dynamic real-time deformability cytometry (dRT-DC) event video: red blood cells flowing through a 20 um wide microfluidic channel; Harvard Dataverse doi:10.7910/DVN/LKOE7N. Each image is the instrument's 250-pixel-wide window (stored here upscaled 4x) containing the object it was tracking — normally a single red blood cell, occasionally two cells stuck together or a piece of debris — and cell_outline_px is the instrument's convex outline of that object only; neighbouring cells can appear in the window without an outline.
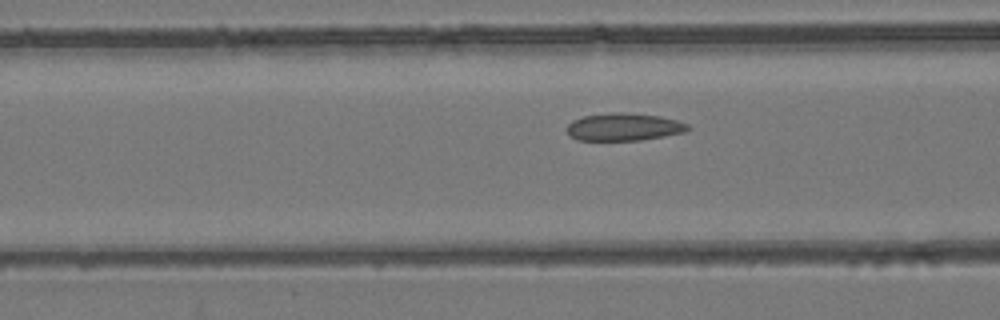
{"species": "common noctule bat (a hibernating species)", "species_latin": "Nyctalus noctula", "temperature_condition": "room temperature", "stored_images_in_passage": 50, "camera_frame_rate_fps": 3000, "um_per_image_px": 0.085, "animal": {"sex": "female", "body_mass_g": 24.6, "forearm_length_mm": 56.2}, "frame": {"image": 1, "passage_image": 18, "time_ms": 5.667, "image_size_px": [1000, 320], "cell_outline_px": [[692, 128], [684, 132], [664, 136], [640, 140], [580, 140], [572, 136], [568, 132], [568, 124], [572, 120], [584, 116], [612, 112], [624, 112], [660, 116], [676, 120], [688, 124]], "centroid_in_image_um": [53.06, 10.78], "position_along_channel_um": 113.5, "area_um2": 19.31}}
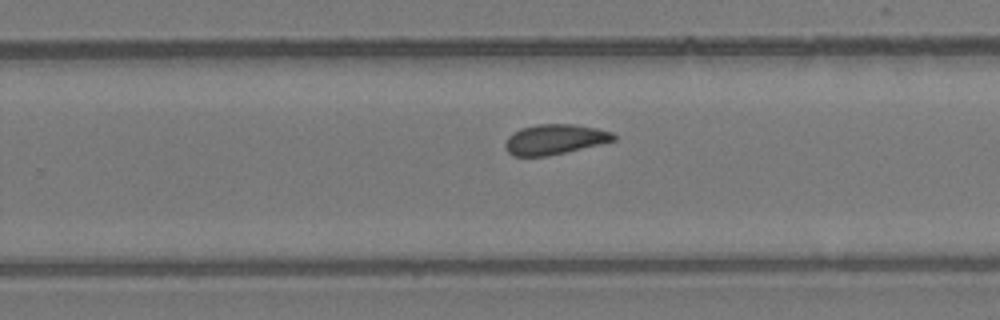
{"frame": {"image": 2, "passage_image": 31, "time_ms": 10.0, "image_size_px": [1000, 320], "cell_outline_px": [[616, 140], [600, 144], [548, 156], [512, 156], [504, 148], [504, 144], [508, 136], [512, 132], [520, 128], [536, 124], [576, 124], [596, 128], [612, 132], [616, 136]], "centroid_in_image_um": [47.12, 11.84], "position_along_channel_um": 282.7, "area_um2": 19.19}}
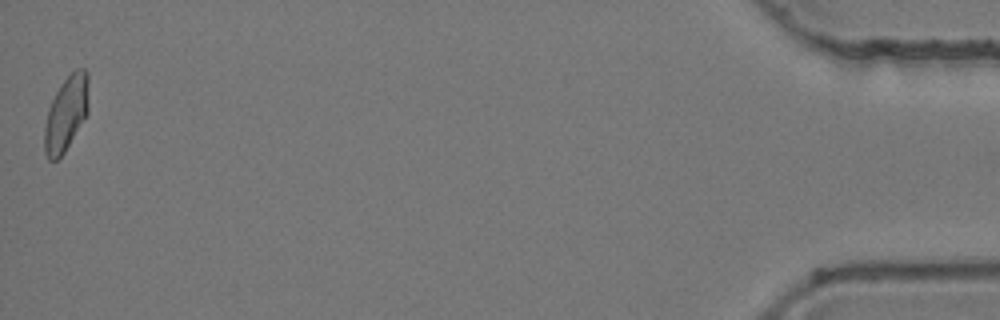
{"frame": {"image": 3, "passage_image": 50, "time_ms": 16.333, "image_size_px": [1000, 320], "cell_outline_px": [[88, 112], [64, 152], [56, 160], [48, 160], [44, 152], [44, 128], [48, 108], [60, 84], [76, 68], [84, 68], [88, 72]], "centroid_in_image_um": [5.61, 9.63], "position_along_channel_um": 429.6, "area_um2": 19.19}, "authors_computed_cell_mechanics": {"area_um2": 19.3052, "velocity_mm_per_s": 3.9115, "shape_relaxation_time_tau1_ms": null, "shape_relaxation_time_tau2_ms": 1.863, "deformation_change_tau1": null, "deformation_change_tau2": 0.0825}}